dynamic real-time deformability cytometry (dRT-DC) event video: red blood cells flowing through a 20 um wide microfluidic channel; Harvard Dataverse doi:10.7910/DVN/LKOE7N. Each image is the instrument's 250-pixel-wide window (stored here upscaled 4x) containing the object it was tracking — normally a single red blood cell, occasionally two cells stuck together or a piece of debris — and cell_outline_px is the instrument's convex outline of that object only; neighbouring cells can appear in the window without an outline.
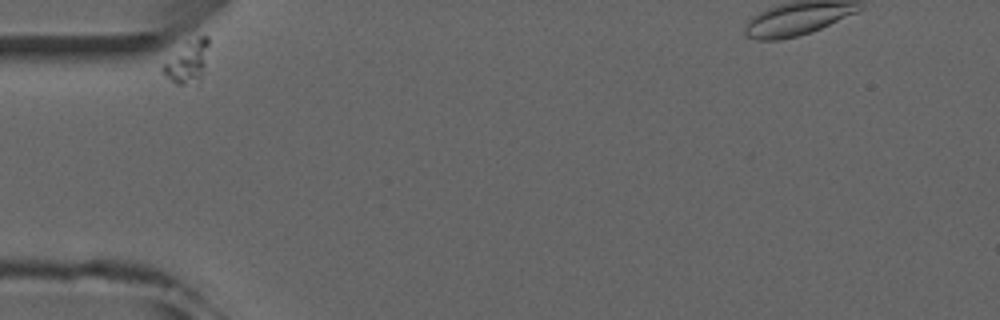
{"species": "common noctule bat (a hibernating species)", "species_latin": "Nyctalus noctula", "temperature_condition": "room temperature", "stored_images_in_passage": 2, "camera_frame_rate_fps": 3000, "um_per_image_px": 0.085, "animal": {"sex": "male", "forearm_length_mm": 52.5}, "frame": {"image": 1, "passage_image": 1, "time_ms": 0.0, "image_size_px": [1000, 320], "cell_outline_px": [[208, 44], [204, 68], [200, 80], [184, 84], [176, 84], [160, 68], [184, 40], [200, 36], [208, 36]], "centroid_in_image_um": [15.93, 5.19], "position_along_channel_um": 69.1, "area_um2": 11.04}}